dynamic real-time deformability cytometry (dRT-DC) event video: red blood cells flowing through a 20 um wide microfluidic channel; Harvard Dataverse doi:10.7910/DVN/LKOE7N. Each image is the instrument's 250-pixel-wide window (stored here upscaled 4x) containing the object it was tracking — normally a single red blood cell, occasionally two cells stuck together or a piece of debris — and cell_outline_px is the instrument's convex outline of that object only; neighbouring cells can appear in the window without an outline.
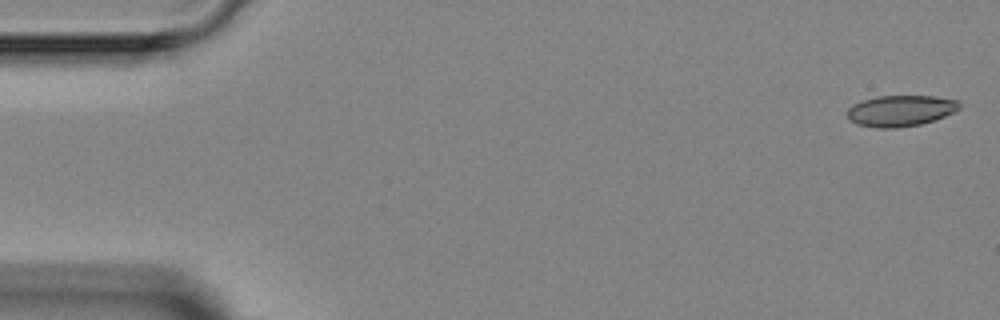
{"species": "Egyptian fruit bat (a non-hibernating species)", "species_latin": "Rousettus aegyptiacus", "temperature_condition": "room temperature", "stored_images_in_passage": 6, "camera_frame_rate_fps": 3000, "um_per_image_px": 0.085, "animal": {"sex": "female"}, "frame": {"image": 1, "passage_image": 1, "time_ms": 0.0, "image_size_px": [1000, 320], "cell_outline_px": [[960, 108], [956, 112], [920, 124], [896, 128], [876, 128], [856, 124], [848, 120], [844, 112], [852, 104], [876, 96], [932, 96], [956, 100], [960, 104]], "centroid_in_image_um": [76.48, 9.42], "position_along_channel_um": 8.5, "area_um2": 20.46}}
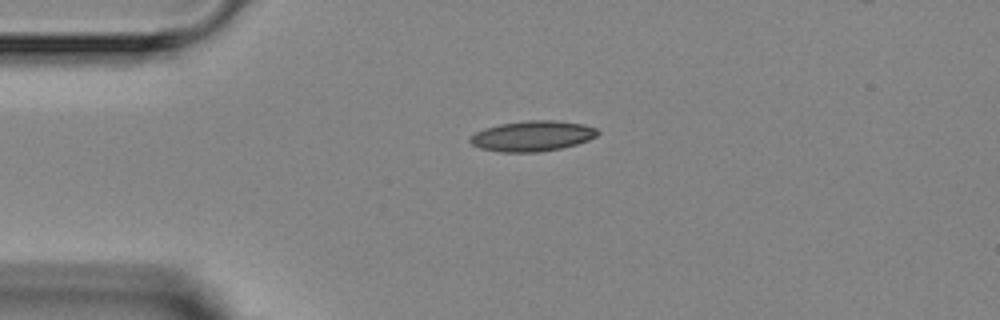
{"frame": {"image": 2, "passage_image": 4, "time_ms": 3.333, "image_size_px": [1000, 320], "cell_outline_px": [[600, 132], [596, 136], [588, 140], [576, 144], [560, 148], [540, 152], [500, 152], [480, 148], [472, 144], [468, 140], [476, 132], [484, 128], [500, 124], [528, 120], [552, 120], [584, 124], [596, 128]], "centroid_in_image_um": [45.25, 11.56], "position_along_channel_um": 39.8, "area_um2": 22.54}}
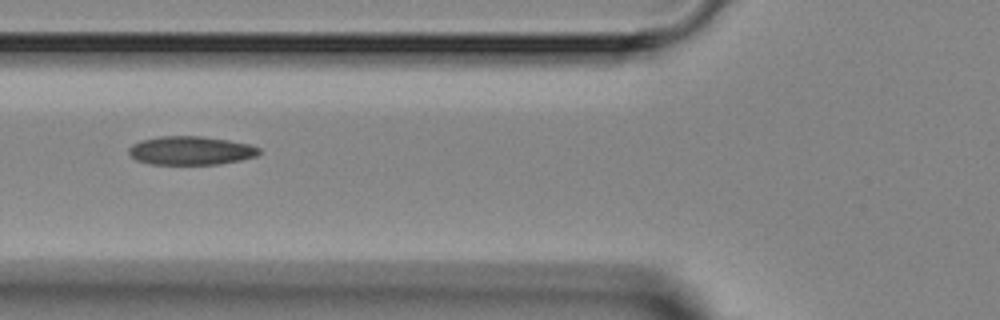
{"frame": {"image": 3, "passage_image": 6, "time_ms": 5.667, "image_size_px": [1000, 320], "cell_outline_px": [[260, 152], [256, 156], [240, 160], [220, 164], [152, 164], [136, 160], [128, 152], [128, 148], [132, 144], [140, 140], [160, 136], [200, 136], [228, 140], [248, 144], [260, 148]], "centroid_in_image_um": [16.19, 12.79], "position_along_channel_um": 109.6, "area_um2": 21.68}}